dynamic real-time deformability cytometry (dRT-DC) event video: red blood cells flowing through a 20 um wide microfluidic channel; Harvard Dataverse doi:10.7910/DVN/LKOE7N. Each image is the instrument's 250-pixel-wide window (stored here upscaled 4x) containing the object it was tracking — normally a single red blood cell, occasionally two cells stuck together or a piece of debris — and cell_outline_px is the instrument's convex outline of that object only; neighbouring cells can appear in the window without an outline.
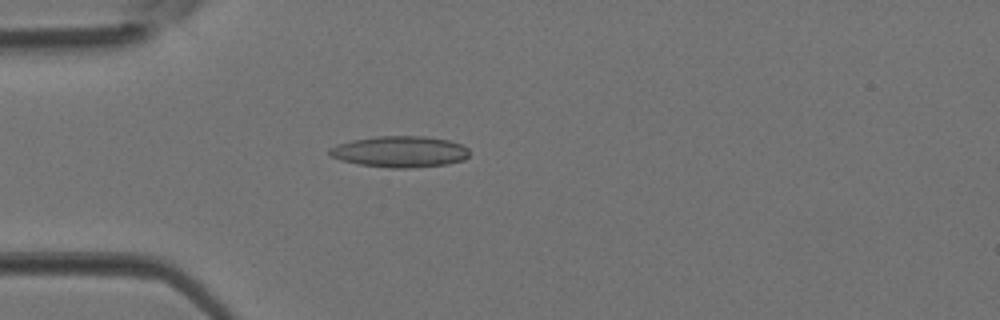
{"species": "Egyptian fruit bat (a non-hibernating species)", "species_latin": "Rousettus aegyptiacus", "temperature_condition": "room temperature", "stored_images_in_passage": 4, "camera_frame_rate_fps": 3000, "um_per_image_px": 0.085, "animal": {"sex": "female"}, "frame": {"image": 1, "passage_image": 4, "time_ms": 1.0, "image_size_px": [1000, 320], "cell_outline_px": [[468, 156], [464, 160], [448, 164], [412, 168], [392, 168], [360, 164], [340, 160], [332, 156], [328, 152], [328, 148], [352, 140], [376, 136], [424, 136], [448, 140], [460, 144], [468, 148]], "centroid_in_image_um": [34.01, 12.89], "position_along_channel_um": 51.0, "area_um2": 25.37}}